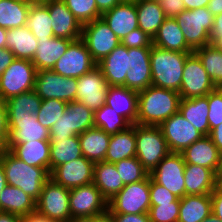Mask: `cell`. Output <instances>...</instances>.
I'll use <instances>...</instances> for the list:
<instances>
[{"instance_id":"cell-11","label":"cell","mask_w":222,"mask_h":222,"mask_svg":"<svg viewBox=\"0 0 222 222\" xmlns=\"http://www.w3.org/2000/svg\"><path fill=\"white\" fill-rule=\"evenodd\" d=\"M81 39L96 63L121 44V41L102 18L83 24Z\"/></svg>"},{"instance_id":"cell-49","label":"cell","mask_w":222,"mask_h":222,"mask_svg":"<svg viewBox=\"0 0 222 222\" xmlns=\"http://www.w3.org/2000/svg\"><path fill=\"white\" fill-rule=\"evenodd\" d=\"M209 133L222 123V88L217 87L208 94Z\"/></svg>"},{"instance_id":"cell-27","label":"cell","mask_w":222,"mask_h":222,"mask_svg":"<svg viewBox=\"0 0 222 222\" xmlns=\"http://www.w3.org/2000/svg\"><path fill=\"white\" fill-rule=\"evenodd\" d=\"M152 45L171 51L193 53L194 50L187 44L184 34L175 18L167 17L152 39Z\"/></svg>"},{"instance_id":"cell-56","label":"cell","mask_w":222,"mask_h":222,"mask_svg":"<svg viewBox=\"0 0 222 222\" xmlns=\"http://www.w3.org/2000/svg\"><path fill=\"white\" fill-rule=\"evenodd\" d=\"M14 59V54L10 49H0V76L11 65Z\"/></svg>"},{"instance_id":"cell-10","label":"cell","mask_w":222,"mask_h":222,"mask_svg":"<svg viewBox=\"0 0 222 222\" xmlns=\"http://www.w3.org/2000/svg\"><path fill=\"white\" fill-rule=\"evenodd\" d=\"M186 163L181 153L170 152L149 173L151 179L166 187L179 199L186 195L184 170Z\"/></svg>"},{"instance_id":"cell-17","label":"cell","mask_w":222,"mask_h":222,"mask_svg":"<svg viewBox=\"0 0 222 222\" xmlns=\"http://www.w3.org/2000/svg\"><path fill=\"white\" fill-rule=\"evenodd\" d=\"M95 163L84 156L57 166L50 178L65 188L72 189L93 182Z\"/></svg>"},{"instance_id":"cell-61","label":"cell","mask_w":222,"mask_h":222,"mask_svg":"<svg viewBox=\"0 0 222 222\" xmlns=\"http://www.w3.org/2000/svg\"><path fill=\"white\" fill-rule=\"evenodd\" d=\"M207 8L213 16L222 14V0H210Z\"/></svg>"},{"instance_id":"cell-53","label":"cell","mask_w":222,"mask_h":222,"mask_svg":"<svg viewBox=\"0 0 222 222\" xmlns=\"http://www.w3.org/2000/svg\"><path fill=\"white\" fill-rule=\"evenodd\" d=\"M166 17L174 18L186 10L183 0H157Z\"/></svg>"},{"instance_id":"cell-21","label":"cell","mask_w":222,"mask_h":222,"mask_svg":"<svg viewBox=\"0 0 222 222\" xmlns=\"http://www.w3.org/2000/svg\"><path fill=\"white\" fill-rule=\"evenodd\" d=\"M101 18L121 41L131 31L139 28L136 0H124L111 10L103 13Z\"/></svg>"},{"instance_id":"cell-36","label":"cell","mask_w":222,"mask_h":222,"mask_svg":"<svg viewBox=\"0 0 222 222\" xmlns=\"http://www.w3.org/2000/svg\"><path fill=\"white\" fill-rule=\"evenodd\" d=\"M138 26L150 38L167 18L157 0H136Z\"/></svg>"},{"instance_id":"cell-1","label":"cell","mask_w":222,"mask_h":222,"mask_svg":"<svg viewBox=\"0 0 222 222\" xmlns=\"http://www.w3.org/2000/svg\"><path fill=\"white\" fill-rule=\"evenodd\" d=\"M179 92L149 86L138 92V116L136 124L160 126L173 114L179 112Z\"/></svg>"},{"instance_id":"cell-6","label":"cell","mask_w":222,"mask_h":222,"mask_svg":"<svg viewBox=\"0 0 222 222\" xmlns=\"http://www.w3.org/2000/svg\"><path fill=\"white\" fill-rule=\"evenodd\" d=\"M150 176L125 185L108 201L109 214H142L150 208Z\"/></svg>"},{"instance_id":"cell-40","label":"cell","mask_w":222,"mask_h":222,"mask_svg":"<svg viewBox=\"0 0 222 222\" xmlns=\"http://www.w3.org/2000/svg\"><path fill=\"white\" fill-rule=\"evenodd\" d=\"M216 87L222 88V51L213 44L194 50Z\"/></svg>"},{"instance_id":"cell-69","label":"cell","mask_w":222,"mask_h":222,"mask_svg":"<svg viewBox=\"0 0 222 222\" xmlns=\"http://www.w3.org/2000/svg\"><path fill=\"white\" fill-rule=\"evenodd\" d=\"M216 186H217L219 189H222V168H220V169L218 170L217 179H216Z\"/></svg>"},{"instance_id":"cell-31","label":"cell","mask_w":222,"mask_h":222,"mask_svg":"<svg viewBox=\"0 0 222 222\" xmlns=\"http://www.w3.org/2000/svg\"><path fill=\"white\" fill-rule=\"evenodd\" d=\"M179 113L188 120L200 133L209 136L208 94L204 97L181 99Z\"/></svg>"},{"instance_id":"cell-26","label":"cell","mask_w":222,"mask_h":222,"mask_svg":"<svg viewBox=\"0 0 222 222\" xmlns=\"http://www.w3.org/2000/svg\"><path fill=\"white\" fill-rule=\"evenodd\" d=\"M37 40L38 47L32 59V63L37 71L52 69L73 41L58 37Z\"/></svg>"},{"instance_id":"cell-44","label":"cell","mask_w":222,"mask_h":222,"mask_svg":"<svg viewBox=\"0 0 222 222\" xmlns=\"http://www.w3.org/2000/svg\"><path fill=\"white\" fill-rule=\"evenodd\" d=\"M67 104L68 103L57 99L42 100L40 109L36 114L39 123L50 130L64 114Z\"/></svg>"},{"instance_id":"cell-47","label":"cell","mask_w":222,"mask_h":222,"mask_svg":"<svg viewBox=\"0 0 222 222\" xmlns=\"http://www.w3.org/2000/svg\"><path fill=\"white\" fill-rule=\"evenodd\" d=\"M180 202L151 204L148 215L150 222H178Z\"/></svg>"},{"instance_id":"cell-2","label":"cell","mask_w":222,"mask_h":222,"mask_svg":"<svg viewBox=\"0 0 222 222\" xmlns=\"http://www.w3.org/2000/svg\"><path fill=\"white\" fill-rule=\"evenodd\" d=\"M0 162L5 171L7 185L21 188L37 201L50 173L45 168L27 165L8 149L0 150Z\"/></svg>"},{"instance_id":"cell-58","label":"cell","mask_w":222,"mask_h":222,"mask_svg":"<svg viewBox=\"0 0 222 222\" xmlns=\"http://www.w3.org/2000/svg\"><path fill=\"white\" fill-rule=\"evenodd\" d=\"M209 137L213 140L220 153H222V123L210 131Z\"/></svg>"},{"instance_id":"cell-24","label":"cell","mask_w":222,"mask_h":222,"mask_svg":"<svg viewBox=\"0 0 222 222\" xmlns=\"http://www.w3.org/2000/svg\"><path fill=\"white\" fill-rule=\"evenodd\" d=\"M131 125L136 124L138 116V92L124 86H108L106 103Z\"/></svg>"},{"instance_id":"cell-25","label":"cell","mask_w":222,"mask_h":222,"mask_svg":"<svg viewBox=\"0 0 222 222\" xmlns=\"http://www.w3.org/2000/svg\"><path fill=\"white\" fill-rule=\"evenodd\" d=\"M7 149L27 165L45 168L50 173V141L7 144Z\"/></svg>"},{"instance_id":"cell-70","label":"cell","mask_w":222,"mask_h":222,"mask_svg":"<svg viewBox=\"0 0 222 222\" xmlns=\"http://www.w3.org/2000/svg\"><path fill=\"white\" fill-rule=\"evenodd\" d=\"M202 222H222V221L218 217H216L213 213H211Z\"/></svg>"},{"instance_id":"cell-42","label":"cell","mask_w":222,"mask_h":222,"mask_svg":"<svg viewBox=\"0 0 222 222\" xmlns=\"http://www.w3.org/2000/svg\"><path fill=\"white\" fill-rule=\"evenodd\" d=\"M131 124L106 104L94 112V127L101 128L107 134H116L126 130Z\"/></svg>"},{"instance_id":"cell-73","label":"cell","mask_w":222,"mask_h":222,"mask_svg":"<svg viewBox=\"0 0 222 222\" xmlns=\"http://www.w3.org/2000/svg\"><path fill=\"white\" fill-rule=\"evenodd\" d=\"M220 168H222V153H221V166H220Z\"/></svg>"},{"instance_id":"cell-45","label":"cell","mask_w":222,"mask_h":222,"mask_svg":"<svg viewBox=\"0 0 222 222\" xmlns=\"http://www.w3.org/2000/svg\"><path fill=\"white\" fill-rule=\"evenodd\" d=\"M67 109L72 113L73 133L75 135L94 127V112L83 103L78 101L69 102Z\"/></svg>"},{"instance_id":"cell-38","label":"cell","mask_w":222,"mask_h":222,"mask_svg":"<svg viewBox=\"0 0 222 222\" xmlns=\"http://www.w3.org/2000/svg\"><path fill=\"white\" fill-rule=\"evenodd\" d=\"M30 5L18 0H0V27L8 30L26 26Z\"/></svg>"},{"instance_id":"cell-55","label":"cell","mask_w":222,"mask_h":222,"mask_svg":"<svg viewBox=\"0 0 222 222\" xmlns=\"http://www.w3.org/2000/svg\"><path fill=\"white\" fill-rule=\"evenodd\" d=\"M210 195L212 200V213L222 221V189L216 186Z\"/></svg>"},{"instance_id":"cell-30","label":"cell","mask_w":222,"mask_h":222,"mask_svg":"<svg viewBox=\"0 0 222 222\" xmlns=\"http://www.w3.org/2000/svg\"><path fill=\"white\" fill-rule=\"evenodd\" d=\"M82 155L93 163L105 161L111 135L92 127L78 135Z\"/></svg>"},{"instance_id":"cell-16","label":"cell","mask_w":222,"mask_h":222,"mask_svg":"<svg viewBox=\"0 0 222 222\" xmlns=\"http://www.w3.org/2000/svg\"><path fill=\"white\" fill-rule=\"evenodd\" d=\"M159 127L170 152L181 153L185 148L204 136L179 112L173 114Z\"/></svg>"},{"instance_id":"cell-37","label":"cell","mask_w":222,"mask_h":222,"mask_svg":"<svg viewBox=\"0 0 222 222\" xmlns=\"http://www.w3.org/2000/svg\"><path fill=\"white\" fill-rule=\"evenodd\" d=\"M78 135L59 142H50V173L59 165L82 157Z\"/></svg>"},{"instance_id":"cell-32","label":"cell","mask_w":222,"mask_h":222,"mask_svg":"<svg viewBox=\"0 0 222 222\" xmlns=\"http://www.w3.org/2000/svg\"><path fill=\"white\" fill-rule=\"evenodd\" d=\"M134 156H136L135 124L111 135L105 162L116 163Z\"/></svg>"},{"instance_id":"cell-62","label":"cell","mask_w":222,"mask_h":222,"mask_svg":"<svg viewBox=\"0 0 222 222\" xmlns=\"http://www.w3.org/2000/svg\"><path fill=\"white\" fill-rule=\"evenodd\" d=\"M22 217L13 213L0 212V222H21Z\"/></svg>"},{"instance_id":"cell-8","label":"cell","mask_w":222,"mask_h":222,"mask_svg":"<svg viewBox=\"0 0 222 222\" xmlns=\"http://www.w3.org/2000/svg\"><path fill=\"white\" fill-rule=\"evenodd\" d=\"M37 70L31 60L15 58L0 76V99L34 90Z\"/></svg>"},{"instance_id":"cell-39","label":"cell","mask_w":222,"mask_h":222,"mask_svg":"<svg viewBox=\"0 0 222 222\" xmlns=\"http://www.w3.org/2000/svg\"><path fill=\"white\" fill-rule=\"evenodd\" d=\"M26 26L36 39L54 37L49 10L44 3L30 5Z\"/></svg>"},{"instance_id":"cell-41","label":"cell","mask_w":222,"mask_h":222,"mask_svg":"<svg viewBox=\"0 0 222 222\" xmlns=\"http://www.w3.org/2000/svg\"><path fill=\"white\" fill-rule=\"evenodd\" d=\"M41 102L42 99L34 90L10 97L5 101L7 116H30L31 114H37Z\"/></svg>"},{"instance_id":"cell-9","label":"cell","mask_w":222,"mask_h":222,"mask_svg":"<svg viewBox=\"0 0 222 222\" xmlns=\"http://www.w3.org/2000/svg\"><path fill=\"white\" fill-rule=\"evenodd\" d=\"M77 89V78L64 77L52 69L36 73L34 91L42 100L76 101Z\"/></svg>"},{"instance_id":"cell-5","label":"cell","mask_w":222,"mask_h":222,"mask_svg":"<svg viewBox=\"0 0 222 222\" xmlns=\"http://www.w3.org/2000/svg\"><path fill=\"white\" fill-rule=\"evenodd\" d=\"M174 18L193 50L211 43L214 16L207 7L184 10Z\"/></svg>"},{"instance_id":"cell-60","label":"cell","mask_w":222,"mask_h":222,"mask_svg":"<svg viewBox=\"0 0 222 222\" xmlns=\"http://www.w3.org/2000/svg\"><path fill=\"white\" fill-rule=\"evenodd\" d=\"M210 0H183L186 10L207 7Z\"/></svg>"},{"instance_id":"cell-13","label":"cell","mask_w":222,"mask_h":222,"mask_svg":"<svg viewBox=\"0 0 222 222\" xmlns=\"http://www.w3.org/2000/svg\"><path fill=\"white\" fill-rule=\"evenodd\" d=\"M69 208L72 218L96 217L108 211V201L92 182L70 189Z\"/></svg>"},{"instance_id":"cell-52","label":"cell","mask_w":222,"mask_h":222,"mask_svg":"<svg viewBox=\"0 0 222 222\" xmlns=\"http://www.w3.org/2000/svg\"><path fill=\"white\" fill-rule=\"evenodd\" d=\"M9 140V128L7 107L5 101L0 99V150L7 149V143Z\"/></svg>"},{"instance_id":"cell-46","label":"cell","mask_w":222,"mask_h":222,"mask_svg":"<svg viewBox=\"0 0 222 222\" xmlns=\"http://www.w3.org/2000/svg\"><path fill=\"white\" fill-rule=\"evenodd\" d=\"M68 9L83 25L101 18L96 6V0H63Z\"/></svg>"},{"instance_id":"cell-67","label":"cell","mask_w":222,"mask_h":222,"mask_svg":"<svg viewBox=\"0 0 222 222\" xmlns=\"http://www.w3.org/2000/svg\"><path fill=\"white\" fill-rule=\"evenodd\" d=\"M69 222H95V217H76L72 218Z\"/></svg>"},{"instance_id":"cell-59","label":"cell","mask_w":222,"mask_h":222,"mask_svg":"<svg viewBox=\"0 0 222 222\" xmlns=\"http://www.w3.org/2000/svg\"><path fill=\"white\" fill-rule=\"evenodd\" d=\"M220 35H222V14L214 16V25L210 33L211 42Z\"/></svg>"},{"instance_id":"cell-57","label":"cell","mask_w":222,"mask_h":222,"mask_svg":"<svg viewBox=\"0 0 222 222\" xmlns=\"http://www.w3.org/2000/svg\"><path fill=\"white\" fill-rule=\"evenodd\" d=\"M124 0H96V6L101 14L111 10L114 6L122 3Z\"/></svg>"},{"instance_id":"cell-71","label":"cell","mask_w":222,"mask_h":222,"mask_svg":"<svg viewBox=\"0 0 222 222\" xmlns=\"http://www.w3.org/2000/svg\"><path fill=\"white\" fill-rule=\"evenodd\" d=\"M50 0H31V4H34V3H45V2H48Z\"/></svg>"},{"instance_id":"cell-22","label":"cell","mask_w":222,"mask_h":222,"mask_svg":"<svg viewBox=\"0 0 222 222\" xmlns=\"http://www.w3.org/2000/svg\"><path fill=\"white\" fill-rule=\"evenodd\" d=\"M186 164H194L211 169L216 175L221 166V153L209 136L192 143L181 152Z\"/></svg>"},{"instance_id":"cell-63","label":"cell","mask_w":222,"mask_h":222,"mask_svg":"<svg viewBox=\"0 0 222 222\" xmlns=\"http://www.w3.org/2000/svg\"><path fill=\"white\" fill-rule=\"evenodd\" d=\"M21 222H55V221H52V220H49L47 218L41 217L38 214L34 213V214L29 215V216L22 217Z\"/></svg>"},{"instance_id":"cell-51","label":"cell","mask_w":222,"mask_h":222,"mask_svg":"<svg viewBox=\"0 0 222 222\" xmlns=\"http://www.w3.org/2000/svg\"><path fill=\"white\" fill-rule=\"evenodd\" d=\"M121 44L127 48H140V47H151L152 38L148 36L140 28H137L127 34L122 40Z\"/></svg>"},{"instance_id":"cell-54","label":"cell","mask_w":222,"mask_h":222,"mask_svg":"<svg viewBox=\"0 0 222 222\" xmlns=\"http://www.w3.org/2000/svg\"><path fill=\"white\" fill-rule=\"evenodd\" d=\"M113 222H150L148 213L142 214H110Z\"/></svg>"},{"instance_id":"cell-4","label":"cell","mask_w":222,"mask_h":222,"mask_svg":"<svg viewBox=\"0 0 222 222\" xmlns=\"http://www.w3.org/2000/svg\"><path fill=\"white\" fill-rule=\"evenodd\" d=\"M136 157L150 173L170 153L159 126L135 124Z\"/></svg>"},{"instance_id":"cell-19","label":"cell","mask_w":222,"mask_h":222,"mask_svg":"<svg viewBox=\"0 0 222 222\" xmlns=\"http://www.w3.org/2000/svg\"><path fill=\"white\" fill-rule=\"evenodd\" d=\"M150 52L151 47L128 48L130 69L124 87L140 92L152 85Z\"/></svg>"},{"instance_id":"cell-65","label":"cell","mask_w":222,"mask_h":222,"mask_svg":"<svg viewBox=\"0 0 222 222\" xmlns=\"http://www.w3.org/2000/svg\"><path fill=\"white\" fill-rule=\"evenodd\" d=\"M6 185H7V180H6V176H5V171H4L2 164L0 162V194Z\"/></svg>"},{"instance_id":"cell-15","label":"cell","mask_w":222,"mask_h":222,"mask_svg":"<svg viewBox=\"0 0 222 222\" xmlns=\"http://www.w3.org/2000/svg\"><path fill=\"white\" fill-rule=\"evenodd\" d=\"M77 86L76 101L93 112L105 105L109 85L98 66L77 78Z\"/></svg>"},{"instance_id":"cell-43","label":"cell","mask_w":222,"mask_h":222,"mask_svg":"<svg viewBox=\"0 0 222 222\" xmlns=\"http://www.w3.org/2000/svg\"><path fill=\"white\" fill-rule=\"evenodd\" d=\"M114 165L124 185L142 181L149 175L136 156L120 160Z\"/></svg>"},{"instance_id":"cell-20","label":"cell","mask_w":222,"mask_h":222,"mask_svg":"<svg viewBox=\"0 0 222 222\" xmlns=\"http://www.w3.org/2000/svg\"><path fill=\"white\" fill-rule=\"evenodd\" d=\"M44 4L49 10L54 37L73 41L81 38L83 25L63 0H50Z\"/></svg>"},{"instance_id":"cell-18","label":"cell","mask_w":222,"mask_h":222,"mask_svg":"<svg viewBox=\"0 0 222 222\" xmlns=\"http://www.w3.org/2000/svg\"><path fill=\"white\" fill-rule=\"evenodd\" d=\"M9 140L7 144L31 141H50V130L42 126L36 114L30 116H7Z\"/></svg>"},{"instance_id":"cell-12","label":"cell","mask_w":222,"mask_h":222,"mask_svg":"<svg viewBox=\"0 0 222 222\" xmlns=\"http://www.w3.org/2000/svg\"><path fill=\"white\" fill-rule=\"evenodd\" d=\"M217 87L193 52L185 60L179 94L181 99L204 97Z\"/></svg>"},{"instance_id":"cell-64","label":"cell","mask_w":222,"mask_h":222,"mask_svg":"<svg viewBox=\"0 0 222 222\" xmlns=\"http://www.w3.org/2000/svg\"><path fill=\"white\" fill-rule=\"evenodd\" d=\"M7 29L0 27V49L6 48Z\"/></svg>"},{"instance_id":"cell-48","label":"cell","mask_w":222,"mask_h":222,"mask_svg":"<svg viewBox=\"0 0 222 222\" xmlns=\"http://www.w3.org/2000/svg\"><path fill=\"white\" fill-rule=\"evenodd\" d=\"M72 136H75L72 113L66 108L62 117L50 128V142H59Z\"/></svg>"},{"instance_id":"cell-34","label":"cell","mask_w":222,"mask_h":222,"mask_svg":"<svg viewBox=\"0 0 222 222\" xmlns=\"http://www.w3.org/2000/svg\"><path fill=\"white\" fill-rule=\"evenodd\" d=\"M93 183L107 201L125 186L114 163L105 161L95 163Z\"/></svg>"},{"instance_id":"cell-66","label":"cell","mask_w":222,"mask_h":222,"mask_svg":"<svg viewBox=\"0 0 222 222\" xmlns=\"http://www.w3.org/2000/svg\"><path fill=\"white\" fill-rule=\"evenodd\" d=\"M95 222H113L112 216L106 212L105 214L95 217Z\"/></svg>"},{"instance_id":"cell-68","label":"cell","mask_w":222,"mask_h":222,"mask_svg":"<svg viewBox=\"0 0 222 222\" xmlns=\"http://www.w3.org/2000/svg\"><path fill=\"white\" fill-rule=\"evenodd\" d=\"M211 44H213L216 48H218L219 50L222 51V35L217 36L212 42Z\"/></svg>"},{"instance_id":"cell-28","label":"cell","mask_w":222,"mask_h":222,"mask_svg":"<svg viewBox=\"0 0 222 222\" xmlns=\"http://www.w3.org/2000/svg\"><path fill=\"white\" fill-rule=\"evenodd\" d=\"M0 212L26 217L36 212V201L21 188L6 185L0 194Z\"/></svg>"},{"instance_id":"cell-23","label":"cell","mask_w":222,"mask_h":222,"mask_svg":"<svg viewBox=\"0 0 222 222\" xmlns=\"http://www.w3.org/2000/svg\"><path fill=\"white\" fill-rule=\"evenodd\" d=\"M97 66L102 70L109 86H123L126 74L130 69V54L122 44L115 47Z\"/></svg>"},{"instance_id":"cell-29","label":"cell","mask_w":222,"mask_h":222,"mask_svg":"<svg viewBox=\"0 0 222 222\" xmlns=\"http://www.w3.org/2000/svg\"><path fill=\"white\" fill-rule=\"evenodd\" d=\"M184 178L186 195L211 194L216 188L217 175L203 166L186 164Z\"/></svg>"},{"instance_id":"cell-72","label":"cell","mask_w":222,"mask_h":222,"mask_svg":"<svg viewBox=\"0 0 222 222\" xmlns=\"http://www.w3.org/2000/svg\"><path fill=\"white\" fill-rule=\"evenodd\" d=\"M18 1H22V2H25V3L31 4V0H18Z\"/></svg>"},{"instance_id":"cell-7","label":"cell","mask_w":222,"mask_h":222,"mask_svg":"<svg viewBox=\"0 0 222 222\" xmlns=\"http://www.w3.org/2000/svg\"><path fill=\"white\" fill-rule=\"evenodd\" d=\"M69 196L70 189L49 178L36 201L35 213L55 222H69L72 219Z\"/></svg>"},{"instance_id":"cell-35","label":"cell","mask_w":222,"mask_h":222,"mask_svg":"<svg viewBox=\"0 0 222 222\" xmlns=\"http://www.w3.org/2000/svg\"><path fill=\"white\" fill-rule=\"evenodd\" d=\"M38 47V40L27 26L7 30L6 48L15 58L31 60Z\"/></svg>"},{"instance_id":"cell-50","label":"cell","mask_w":222,"mask_h":222,"mask_svg":"<svg viewBox=\"0 0 222 222\" xmlns=\"http://www.w3.org/2000/svg\"><path fill=\"white\" fill-rule=\"evenodd\" d=\"M180 202V199L172 194L166 187L154 182L150 177V204H165Z\"/></svg>"},{"instance_id":"cell-3","label":"cell","mask_w":222,"mask_h":222,"mask_svg":"<svg viewBox=\"0 0 222 222\" xmlns=\"http://www.w3.org/2000/svg\"><path fill=\"white\" fill-rule=\"evenodd\" d=\"M190 54L152 45L150 52L152 86L179 92L185 60Z\"/></svg>"},{"instance_id":"cell-14","label":"cell","mask_w":222,"mask_h":222,"mask_svg":"<svg viewBox=\"0 0 222 222\" xmlns=\"http://www.w3.org/2000/svg\"><path fill=\"white\" fill-rule=\"evenodd\" d=\"M97 63L92 59L84 41H72L64 55L55 63L52 70L64 77L79 78L91 71Z\"/></svg>"},{"instance_id":"cell-33","label":"cell","mask_w":222,"mask_h":222,"mask_svg":"<svg viewBox=\"0 0 222 222\" xmlns=\"http://www.w3.org/2000/svg\"><path fill=\"white\" fill-rule=\"evenodd\" d=\"M211 213L210 194L185 195L180 199L178 222H202Z\"/></svg>"}]
</instances>
